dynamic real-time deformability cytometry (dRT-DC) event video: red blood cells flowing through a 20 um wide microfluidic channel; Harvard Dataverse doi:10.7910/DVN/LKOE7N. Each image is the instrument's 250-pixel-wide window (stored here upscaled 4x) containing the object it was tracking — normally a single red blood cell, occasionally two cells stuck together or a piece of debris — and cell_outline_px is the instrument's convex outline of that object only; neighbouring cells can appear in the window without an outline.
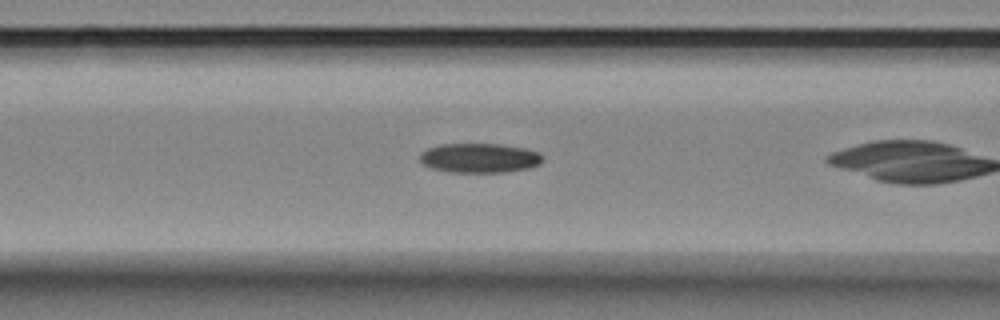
{"species": "Egyptian fruit bat (a non-hibernating species)", "species_latin": "Rousettus aegyptiacus", "temperature_condition": "room temperature", "stored_images_in_passage": 29, "camera_frame_rate_fps": 3000, "um_per_image_px": 0.085, "animal": {"sex": "female"}, "frame": {"image": 1, "passage_image": 7, "time_ms": 2.0, "image_size_px": [1000, 320], "cell_outline_px": [[544, 160], [540, 164], [528, 168], [508, 172], [448, 172], [428, 168], [420, 160], [420, 152], [428, 148], [440, 144], [500, 144], [524, 148], [540, 152], [544, 156]], "centroid_in_image_um": [40.77, 13.43], "position_along_channel_um": 125.8, "area_um2": 21.39}}
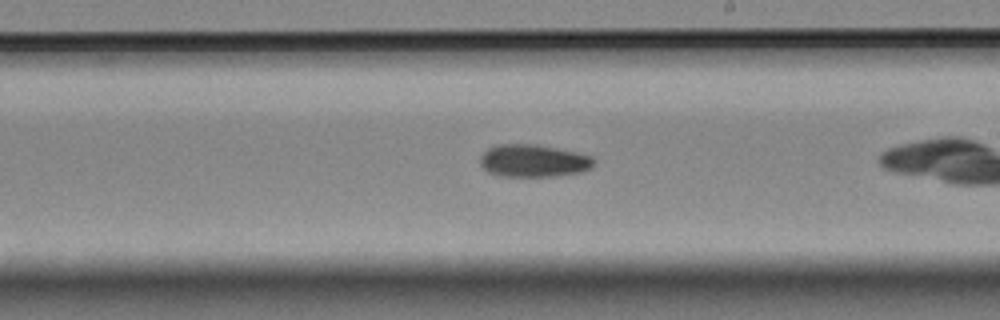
{"frame": {"image": 2, "passage_image": 17, "time_ms": 5.333, "image_size_px": [1000, 320], "cell_outline_px": [[596, 164], [592, 168], [580, 172], [556, 176], [500, 176], [488, 172], [480, 164], [480, 156], [488, 148], [500, 144], [536, 144], [576, 152], [592, 156], [596, 160]], "centroid_in_image_um": [45.37, 13.67], "position_along_channel_um": 243.6, "area_um2": 21.68}}
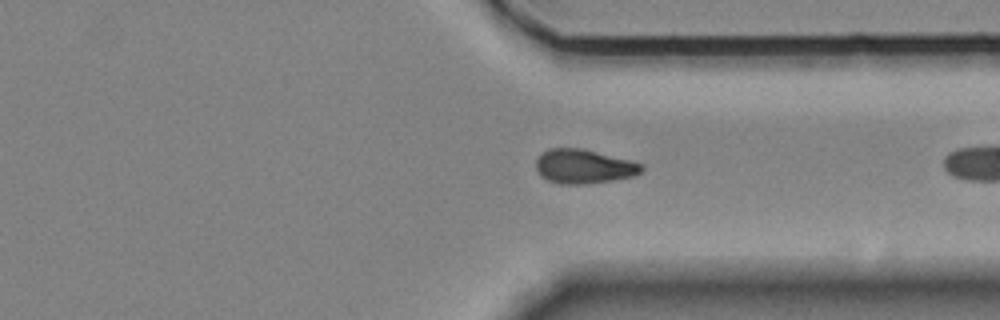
{"frame": {"image": 3, "passage_image": 27, "time_ms": 8.667, "image_size_px": [1000, 320], "cell_outline_px": [[644, 168], [636, 176], [612, 180], [584, 184], [560, 184], [548, 180], [540, 176], [536, 168], [536, 160], [548, 148], [584, 148], [644, 164]], "centroid_in_image_um": [49.63, 14.14], "position_along_channel_um": 361.8, "area_um2": 21.1}}